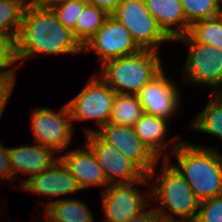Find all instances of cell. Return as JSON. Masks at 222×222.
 <instances>
[{
  "mask_svg": "<svg viewBox=\"0 0 222 222\" xmlns=\"http://www.w3.org/2000/svg\"><path fill=\"white\" fill-rule=\"evenodd\" d=\"M167 123H169L167 119L144 112L141 118L133 125L135 134L161 160L168 159L169 154H172L181 142V139H178V135L172 139H166L169 125ZM166 149H169V154L164 153L167 151ZM163 156L164 158H162Z\"/></svg>",
  "mask_w": 222,
  "mask_h": 222,
  "instance_id": "cell-17",
  "label": "cell"
},
{
  "mask_svg": "<svg viewBox=\"0 0 222 222\" xmlns=\"http://www.w3.org/2000/svg\"><path fill=\"white\" fill-rule=\"evenodd\" d=\"M144 1L159 27L172 41L180 36L187 35L190 24L186 21L181 0Z\"/></svg>",
  "mask_w": 222,
  "mask_h": 222,
  "instance_id": "cell-18",
  "label": "cell"
},
{
  "mask_svg": "<svg viewBox=\"0 0 222 222\" xmlns=\"http://www.w3.org/2000/svg\"><path fill=\"white\" fill-rule=\"evenodd\" d=\"M85 144L92 150L109 184L132 183L146 174L113 145L106 143L96 132L86 134Z\"/></svg>",
  "mask_w": 222,
  "mask_h": 222,
  "instance_id": "cell-12",
  "label": "cell"
},
{
  "mask_svg": "<svg viewBox=\"0 0 222 222\" xmlns=\"http://www.w3.org/2000/svg\"><path fill=\"white\" fill-rule=\"evenodd\" d=\"M148 179L146 175L142 180L132 183L110 184L105 190H101L102 210L106 220L100 222H125L145 210L151 202ZM143 184L148 185L144 192L139 191L141 187H138Z\"/></svg>",
  "mask_w": 222,
  "mask_h": 222,
  "instance_id": "cell-7",
  "label": "cell"
},
{
  "mask_svg": "<svg viewBox=\"0 0 222 222\" xmlns=\"http://www.w3.org/2000/svg\"><path fill=\"white\" fill-rule=\"evenodd\" d=\"M86 134L96 132L106 143L113 145L127 159L135 163L147 176L160 159L135 134L133 127L108 123L99 130L83 129Z\"/></svg>",
  "mask_w": 222,
  "mask_h": 222,
  "instance_id": "cell-11",
  "label": "cell"
},
{
  "mask_svg": "<svg viewBox=\"0 0 222 222\" xmlns=\"http://www.w3.org/2000/svg\"><path fill=\"white\" fill-rule=\"evenodd\" d=\"M62 0H25L26 6H33L38 8H51L60 3Z\"/></svg>",
  "mask_w": 222,
  "mask_h": 222,
  "instance_id": "cell-33",
  "label": "cell"
},
{
  "mask_svg": "<svg viewBox=\"0 0 222 222\" xmlns=\"http://www.w3.org/2000/svg\"><path fill=\"white\" fill-rule=\"evenodd\" d=\"M186 21L191 25L202 19H212L222 14L221 0H181Z\"/></svg>",
  "mask_w": 222,
  "mask_h": 222,
  "instance_id": "cell-25",
  "label": "cell"
},
{
  "mask_svg": "<svg viewBox=\"0 0 222 222\" xmlns=\"http://www.w3.org/2000/svg\"><path fill=\"white\" fill-rule=\"evenodd\" d=\"M157 177L154 180L157 165L148 174L150 183L151 205L159 219L167 221L194 222L197 216L200 201L194 195L191 187L184 180L179 171L164 159ZM167 211L170 213L168 214ZM178 216V218H175Z\"/></svg>",
  "mask_w": 222,
  "mask_h": 222,
  "instance_id": "cell-3",
  "label": "cell"
},
{
  "mask_svg": "<svg viewBox=\"0 0 222 222\" xmlns=\"http://www.w3.org/2000/svg\"><path fill=\"white\" fill-rule=\"evenodd\" d=\"M144 113L137 95L115 93L109 123L133 127Z\"/></svg>",
  "mask_w": 222,
  "mask_h": 222,
  "instance_id": "cell-22",
  "label": "cell"
},
{
  "mask_svg": "<svg viewBox=\"0 0 222 222\" xmlns=\"http://www.w3.org/2000/svg\"><path fill=\"white\" fill-rule=\"evenodd\" d=\"M100 65L99 78L121 94L137 95L164 70L160 53L149 50H140Z\"/></svg>",
  "mask_w": 222,
  "mask_h": 222,
  "instance_id": "cell-4",
  "label": "cell"
},
{
  "mask_svg": "<svg viewBox=\"0 0 222 222\" xmlns=\"http://www.w3.org/2000/svg\"><path fill=\"white\" fill-rule=\"evenodd\" d=\"M34 142L62 154L71 144L74 127L67 104L60 111L39 107L31 112Z\"/></svg>",
  "mask_w": 222,
  "mask_h": 222,
  "instance_id": "cell-9",
  "label": "cell"
},
{
  "mask_svg": "<svg viewBox=\"0 0 222 222\" xmlns=\"http://www.w3.org/2000/svg\"><path fill=\"white\" fill-rule=\"evenodd\" d=\"M25 0H0V40L11 48L26 10Z\"/></svg>",
  "mask_w": 222,
  "mask_h": 222,
  "instance_id": "cell-20",
  "label": "cell"
},
{
  "mask_svg": "<svg viewBox=\"0 0 222 222\" xmlns=\"http://www.w3.org/2000/svg\"><path fill=\"white\" fill-rule=\"evenodd\" d=\"M86 0H62L51 7L57 20L69 30H73L75 22L82 13Z\"/></svg>",
  "mask_w": 222,
  "mask_h": 222,
  "instance_id": "cell-26",
  "label": "cell"
},
{
  "mask_svg": "<svg viewBox=\"0 0 222 222\" xmlns=\"http://www.w3.org/2000/svg\"><path fill=\"white\" fill-rule=\"evenodd\" d=\"M165 74L163 70L141 89L137 97L145 113L171 120L181 106V92Z\"/></svg>",
  "mask_w": 222,
  "mask_h": 222,
  "instance_id": "cell-13",
  "label": "cell"
},
{
  "mask_svg": "<svg viewBox=\"0 0 222 222\" xmlns=\"http://www.w3.org/2000/svg\"><path fill=\"white\" fill-rule=\"evenodd\" d=\"M187 36L193 42L211 45L222 50V14L212 19L193 22Z\"/></svg>",
  "mask_w": 222,
  "mask_h": 222,
  "instance_id": "cell-24",
  "label": "cell"
},
{
  "mask_svg": "<svg viewBox=\"0 0 222 222\" xmlns=\"http://www.w3.org/2000/svg\"><path fill=\"white\" fill-rule=\"evenodd\" d=\"M211 99L191 121L192 130L218 137L222 141V93H211Z\"/></svg>",
  "mask_w": 222,
  "mask_h": 222,
  "instance_id": "cell-21",
  "label": "cell"
},
{
  "mask_svg": "<svg viewBox=\"0 0 222 222\" xmlns=\"http://www.w3.org/2000/svg\"><path fill=\"white\" fill-rule=\"evenodd\" d=\"M85 148L69 150L68 153L59 155V159L76 179L81 190L87 187L104 186L105 190L110 184L107 182L103 169L98 164L92 150L85 144Z\"/></svg>",
  "mask_w": 222,
  "mask_h": 222,
  "instance_id": "cell-16",
  "label": "cell"
},
{
  "mask_svg": "<svg viewBox=\"0 0 222 222\" xmlns=\"http://www.w3.org/2000/svg\"><path fill=\"white\" fill-rule=\"evenodd\" d=\"M140 50L130 32L112 15H109L102 27L82 46L84 54L94 51L101 64Z\"/></svg>",
  "mask_w": 222,
  "mask_h": 222,
  "instance_id": "cell-10",
  "label": "cell"
},
{
  "mask_svg": "<svg viewBox=\"0 0 222 222\" xmlns=\"http://www.w3.org/2000/svg\"><path fill=\"white\" fill-rule=\"evenodd\" d=\"M115 91L94 74L84 88L69 102L72 123L96 121L98 129L109 123Z\"/></svg>",
  "mask_w": 222,
  "mask_h": 222,
  "instance_id": "cell-8",
  "label": "cell"
},
{
  "mask_svg": "<svg viewBox=\"0 0 222 222\" xmlns=\"http://www.w3.org/2000/svg\"><path fill=\"white\" fill-rule=\"evenodd\" d=\"M159 219V216L155 209H145L141 213L133 216L125 222H156Z\"/></svg>",
  "mask_w": 222,
  "mask_h": 222,
  "instance_id": "cell-30",
  "label": "cell"
},
{
  "mask_svg": "<svg viewBox=\"0 0 222 222\" xmlns=\"http://www.w3.org/2000/svg\"><path fill=\"white\" fill-rule=\"evenodd\" d=\"M12 183V174L9 161V147L0 142V184L2 181Z\"/></svg>",
  "mask_w": 222,
  "mask_h": 222,
  "instance_id": "cell-29",
  "label": "cell"
},
{
  "mask_svg": "<svg viewBox=\"0 0 222 222\" xmlns=\"http://www.w3.org/2000/svg\"><path fill=\"white\" fill-rule=\"evenodd\" d=\"M173 41L185 42L188 54L182 78L184 82L197 83L212 88V93H222V50L211 45L193 42L187 35Z\"/></svg>",
  "mask_w": 222,
  "mask_h": 222,
  "instance_id": "cell-5",
  "label": "cell"
},
{
  "mask_svg": "<svg viewBox=\"0 0 222 222\" xmlns=\"http://www.w3.org/2000/svg\"><path fill=\"white\" fill-rule=\"evenodd\" d=\"M20 190L30 191L39 196H48L49 202L42 203L46 208L53 202L52 197L75 194L76 192H80L81 188L64 163L59 159L50 168L28 179L20 187Z\"/></svg>",
  "mask_w": 222,
  "mask_h": 222,
  "instance_id": "cell-14",
  "label": "cell"
},
{
  "mask_svg": "<svg viewBox=\"0 0 222 222\" xmlns=\"http://www.w3.org/2000/svg\"><path fill=\"white\" fill-rule=\"evenodd\" d=\"M58 160L59 154L56 155L52 148L37 143L34 145L9 147L12 182L15 181L19 173L28 175L29 177L18 185L17 189H19L28 179L50 168Z\"/></svg>",
  "mask_w": 222,
  "mask_h": 222,
  "instance_id": "cell-15",
  "label": "cell"
},
{
  "mask_svg": "<svg viewBox=\"0 0 222 222\" xmlns=\"http://www.w3.org/2000/svg\"><path fill=\"white\" fill-rule=\"evenodd\" d=\"M11 96H0V118Z\"/></svg>",
  "mask_w": 222,
  "mask_h": 222,
  "instance_id": "cell-34",
  "label": "cell"
},
{
  "mask_svg": "<svg viewBox=\"0 0 222 222\" xmlns=\"http://www.w3.org/2000/svg\"><path fill=\"white\" fill-rule=\"evenodd\" d=\"M83 53L82 45L56 18L51 8L27 6L10 59L15 67L19 60L35 58L36 55H61Z\"/></svg>",
  "mask_w": 222,
  "mask_h": 222,
  "instance_id": "cell-1",
  "label": "cell"
},
{
  "mask_svg": "<svg viewBox=\"0 0 222 222\" xmlns=\"http://www.w3.org/2000/svg\"><path fill=\"white\" fill-rule=\"evenodd\" d=\"M14 68L10 59V48L0 40V68Z\"/></svg>",
  "mask_w": 222,
  "mask_h": 222,
  "instance_id": "cell-32",
  "label": "cell"
},
{
  "mask_svg": "<svg viewBox=\"0 0 222 222\" xmlns=\"http://www.w3.org/2000/svg\"><path fill=\"white\" fill-rule=\"evenodd\" d=\"M0 68V96H11L16 82L14 68Z\"/></svg>",
  "mask_w": 222,
  "mask_h": 222,
  "instance_id": "cell-28",
  "label": "cell"
},
{
  "mask_svg": "<svg viewBox=\"0 0 222 222\" xmlns=\"http://www.w3.org/2000/svg\"><path fill=\"white\" fill-rule=\"evenodd\" d=\"M47 222H94L92 211L86 202L78 199H55L44 208Z\"/></svg>",
  "mask_w": 222,
  "mask_h": 222,
  "instance_id": "cell-19",
  "label": "cell"
},
{
  "mask_svg": "<svg viewBox=\"0 0 222 222\" xmlns=\"http://www.w3.org/2000/svg\"><path fill=\"white\" fill-rule=\"evenodd\" d=\"M112 16L130 32L141 50L159 53L161 43L172 42L150 14L144 0H121Z\"/></svg>",
  "mask_w": 222,
  "mask_h": 222,
  "instance_id": "cell-6",
  "label": "cell"
},
{
  "mask_svg": "<svg viewBox=\"0 0 222 222\" xmlns=\"http://www.w3.org/2000/svg\"><path fill=\"white\" fill-rule=\"evenodd\" d=\"M194 222H222V196L201 201Z\"/></svg>",
  "mask_w": 222,
  "mask_h": 222,
  "instance_id": "cell-27",
  "label": "cell"
},
{
  "mask_svg": "<svg viewBox=\"0 0 222 222\" xmlns=\"http://www.w3.org/2000/svg\"><path fill=\"white\" fill-rule=\"evenodd\" d=\"M156 222H179V221H167V220L158 219Z\"/></svg>",
  "mask_w": 222,
  "mask_h": 222,
  "instance_id": "cell-35",
  "label": "cell"
},
{
  "mask_svg": "<svg viewBox=\"0 0 222 222\" xmlns=\"http://www.w3.org/2000/svg\"><path fill=\"white\" fill-rule=\"evenodd\" d=\"M177 162L167 159L183 176L198 200L222 196V161L213 147L181 141L172 152Z\"/></svg>",
  "mask_w": 222,
  "mask_h": 222,
  "instance_id": "cell-2",
  "label": "cell"
},
{
  "mask_svg": "<svg viewBox=\"0 0 222 222\" xmlns=\"http://www.w3.org/2000/svg\"><path fill=\"white\" fill-rule=\"evenodd\" d=\"M108 17L105 11L87 2L75 22L73 36L83 46L102 27Z\"/></svg>",
  "mask_w": 222,
  "mask_h": 222,
  "instance_id": "cell-23",
  "label": "cell"
},
{
  "mask_svg": "<svg viewBox=\"0 0 222 222\" xmlns=\"http://www.w3.org/2000/svg\"><path fill=\"white\" fill-rule=\"evenodd\" d=\"M88 3L94 4L96 7L105 11L108 15H112L121 0H86Z\"/></svg>",
  "mask_w": 222,
  "mask_h": 222,
  "instance_id": "cell-31",
  "label": "cell"
}]
</instances>
